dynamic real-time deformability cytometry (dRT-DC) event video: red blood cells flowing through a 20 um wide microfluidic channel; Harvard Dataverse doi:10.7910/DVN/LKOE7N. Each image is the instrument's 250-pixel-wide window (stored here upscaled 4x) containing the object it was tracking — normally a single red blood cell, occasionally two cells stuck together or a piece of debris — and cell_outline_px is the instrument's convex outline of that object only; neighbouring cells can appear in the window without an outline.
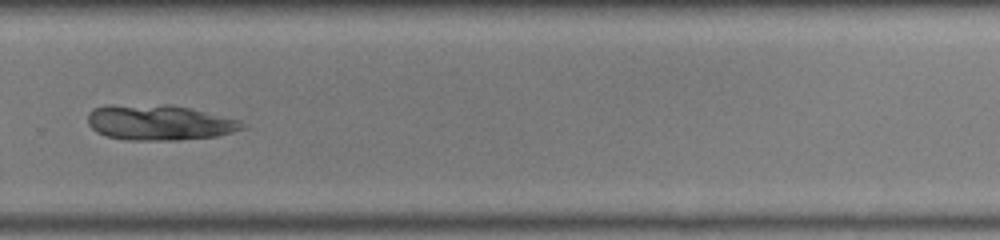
{"species": "common noctule bat (a hibernating species)", "species_latin": "Nyctalus noctula", "temperature_condition": "warm", "stored_images_in_passage": 44, "camera_frame_rate_fps": 3000, "um_per_image_px": 0.085, "animal": {"sex": "male", "body_mass_g": 19.0, "forearm_length_mm": 50.8}, "frame": {"image": 1, "passage_image": 32, "time_ms": 10.333, "image_size_px": [1000, 240], "cell_outline_px": [[248, 128], [216, 136], [176, 140], [128, 140], [108, 136], [96, 132], [88, 124], [88, 112], [92, 108], [104, 104], [168, 104], [192, 108], [240, 120]], "centroid_in_image_um": [13.52, 10.39], "position_along_channel_um": 316.3, "area_um2": 32.37}}